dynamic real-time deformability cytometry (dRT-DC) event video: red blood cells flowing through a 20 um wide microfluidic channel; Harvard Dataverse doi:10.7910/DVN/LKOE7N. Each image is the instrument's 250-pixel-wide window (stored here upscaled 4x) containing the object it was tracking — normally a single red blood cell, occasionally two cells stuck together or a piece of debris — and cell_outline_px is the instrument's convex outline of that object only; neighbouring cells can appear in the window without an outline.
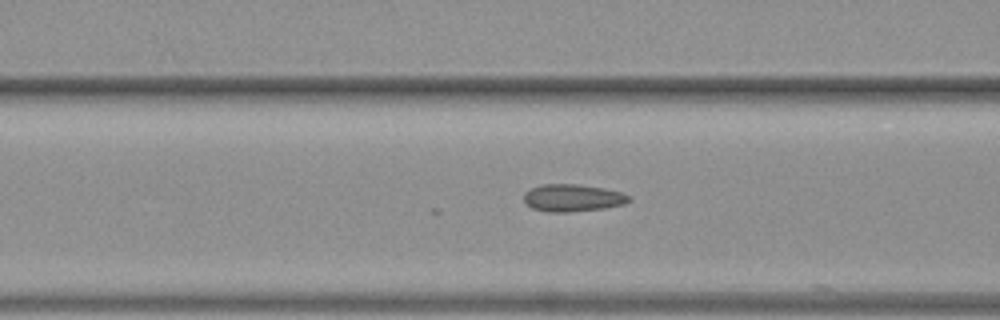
{"species": "common noctule bat (a hibernating species)", "species_latin": "Nyctalus noctula", "temperature_condition": "warm", "stored_images_in_passage": 26, "camera_frame_rate_fps": 3000, "um_per_image_px": 0.085, "animal": {"sex": "female", "body_mass_g": 19.3, "forearm_length_mm": 54.1}, "frame": {"image": 1, "passage_image": 5, "time_ms": 1.333, "image_size_px": [1000, 320], "cell_outline_px": [[632, 200], [624, 204], [604, 208], [572, 212], [548, 212], [532, 208], [524, 200], [524, 192], [528, 188], [540, 184], [576, 184], [604, 188], [620, 192], [632, 196]], "centroid_in_image_um": [48.67, 16.81], "position_along_channel_um": 117.9, "area_um2": 16.94}}
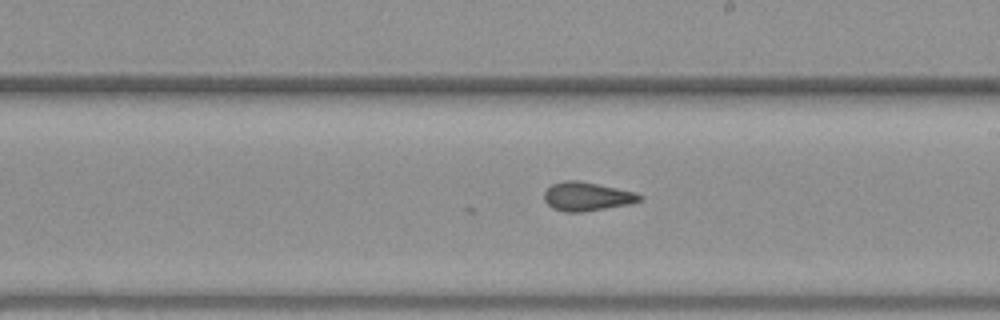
{"frame": {"image": 2, "passage_image": 14, "time_ms": 4.333, "image_size_px": [1000, 320], "cell_outline_px": [[644, 196], [640, 200], [632, 204], [584, 212], [564, 212], [552, 208], [544, 200], [544, 192], [552, 184], [564, 180], [576, 180], [636, 192]], "centroid_in_image_um": [49.89, 16.71], "position_along_channel_um": 239.1, "area_um2": 16.07}}
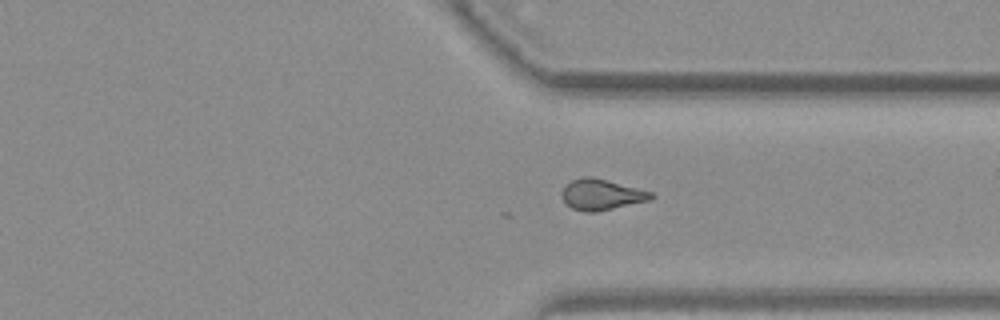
{"frame": {"image": 3, "passage_image": 23, "time_ms": 7.333, "image_size_px": [1000, 320], "cell_outline_px": [[656, 196], [652, 200], [596, 212], [584, 212], [572, 208], [564, 200], [560, 192], [572, 180], [584, 176], [588, 176], [608, 180], [652, 192]], "centroid_in_image_um": [51.16, 16.55], "position_along_channel_um": 360.2, "area_um2": 16.01}}